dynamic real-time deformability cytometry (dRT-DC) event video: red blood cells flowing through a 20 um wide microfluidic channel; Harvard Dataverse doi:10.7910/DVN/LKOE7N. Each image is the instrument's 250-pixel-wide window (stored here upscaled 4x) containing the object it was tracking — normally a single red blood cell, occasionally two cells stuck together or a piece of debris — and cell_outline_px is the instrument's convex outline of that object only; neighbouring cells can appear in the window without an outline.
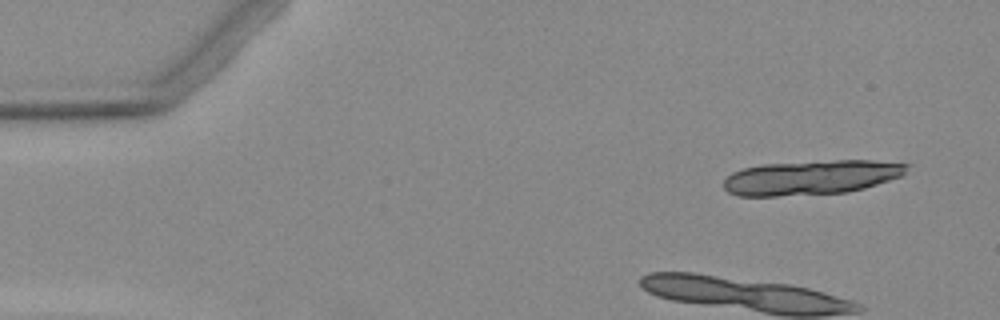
{"species": "Egyptian fruit bat (a non-hibernating species)", "species_latin": "Rousettus aegyptiacus", "temperature_condition": "warm", "stored_images_in_passage": 6, "camera_frame_rate_fps": 3000, "um_per_image_px": 0.085, "animal": {"sex": "female"}, "frame": {"image": 1, "passage_image": 1, "time_ms": 0.0, "image_size_px": [1000, 320], "cell_outline_px": [[908, 164], [904, 176], [864, 188], [848, 192], [776, 196], [736, 196], [728, 192], [724, 188], [724, 180], [732, 172], [744, 168], [764, 164], [836, 160], [872, 160]], "centroid_in_image_um": [68.96, 15.09], "position_along_channel_um": 16.0, "area_um2": 36.82}}